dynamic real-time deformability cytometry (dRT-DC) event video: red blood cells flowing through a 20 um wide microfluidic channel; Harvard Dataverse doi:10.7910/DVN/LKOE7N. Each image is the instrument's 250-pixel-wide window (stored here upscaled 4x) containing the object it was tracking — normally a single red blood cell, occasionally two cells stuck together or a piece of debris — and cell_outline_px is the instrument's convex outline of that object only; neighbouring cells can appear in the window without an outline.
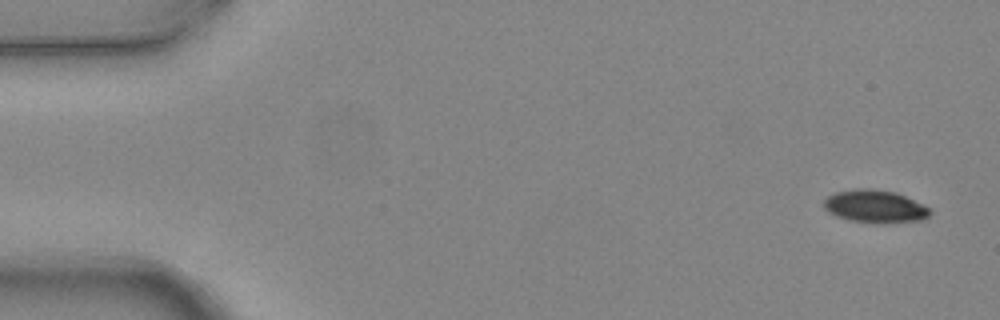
{"species": "common noctule bat (a hibernating species)", "species_latin": "Nyctalus noctula", "temperature_condition": "warm", "stored_images_in_passage": 4, "camera_frame_rate_fps": 3000, "um_per_image_px": 0.085, "animal": {"sex": "female", "body_mass_g": 24.6, "forearm_length_mm": 56.2}, "frame": {"image": 1, "passage_image": 1, "time_ms": 0.0, "image_size_px": [1000, 320], "cell_outline_px": [[932, 212], [924, 220], [852, 220], [836, 216], [828, 212], [824, 208], [824, 200], [828, 196], [836, 192], [856, 188], [868, 188], [896, 192], [928, 208]], "centroid_in_image_um": [74.31, 17.48], "position_along_channel_um": 10.7, "area_um2": 19.13}}
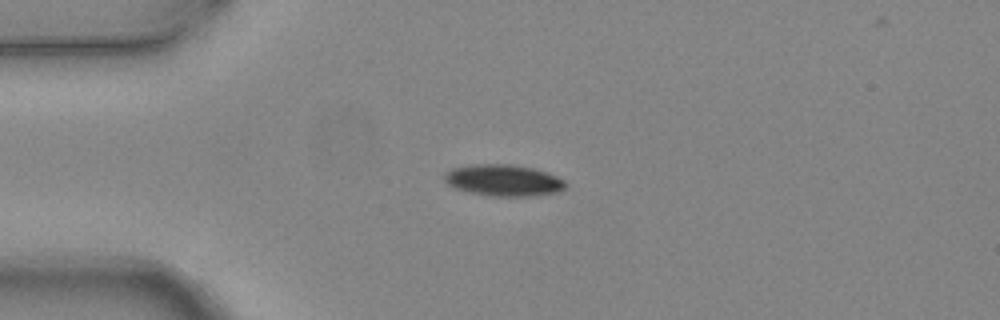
{"frame": {"image": 2, "passage_image": 4, "time_ms": 1.0, "image_size_px": [1000, 320], "cell_outline_px": [[568, 184], [564, 188], [556, 192], [532, 196], [488, 196], [468, 192], [456, 188], [448, 184], [444, 180], [444, 172], [452, 168], [476, 164], [512, 164], [532, 168], [548, 172], [564, 180]], "centroid_in_image_um": [42.79, 15.32], "position_along_channel_um": 42.2, "area_um2": 22.31}}